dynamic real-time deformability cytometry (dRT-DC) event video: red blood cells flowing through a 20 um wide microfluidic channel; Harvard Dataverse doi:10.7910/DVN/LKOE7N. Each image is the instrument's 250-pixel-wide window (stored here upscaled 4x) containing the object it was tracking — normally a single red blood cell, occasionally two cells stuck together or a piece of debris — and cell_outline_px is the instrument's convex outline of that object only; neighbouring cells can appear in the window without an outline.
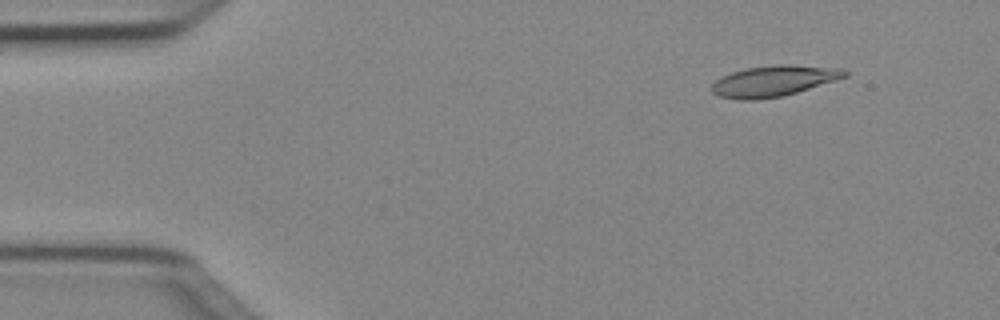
{"species": "Egyptian fruit bat (a non-hibernating species)", "species_latin": "Rousettus aegyptiacus", "temperature_condition": "cold", "stored_images_in_passage": 49, "camera_frame_rate_fps": 3000, "um_per_image_px": 0.085, "animal": {"sex": "female"}, "frame": {"image": 1, "passage_image": 5, "time_ms": 1.333, "image_size_px": [1000, 320], "cell_outline_px": [[848, 76], [836, 80], [796, 92], [780, 96], [756, 100], [740, 100], [720, 96], [712, 92], [712, 84], [716, 80], [732, 72], [744, 68], [776, 64], [788, 64], [844, 68], [848, 72]], "centroid_in_image_um": [65.79, 6.86], "position_along_channel_um": 19.2, "area_um2": 23.87}}
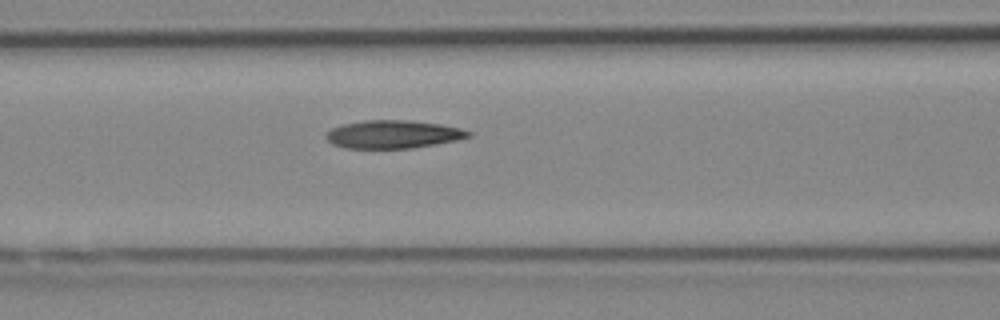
{"frame": {"image": 2, "passage_image": 20, "time_ms": 6.333, "image_size_px": [1000, 320], "cell_outline_px": [[472, 136], [456, 140], [436, 144], [412, 148], [344, 148], [332, 144], [324, 136], [324, 132], [332, 128], [344, 124], [364, 120], [404, 120], [440, 124], [460, 128], [472, 132]], "centroid_in_image_um": [33.39, 11.42], "position_along_channel_um": 133.2, "area_um2": 23.29}}
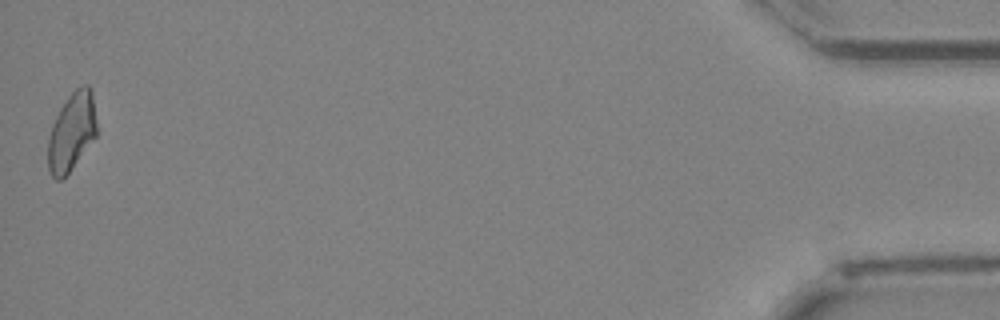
{"frame": {"image": 3, "passage_image": 49, "time_ms": 16.0, "image_size_px": [1000, 320], "cell_outline_px": [[96, 136], [68, 172], [60, 180], [56, 180], [52, 176], [48, 168], [48, 140], [52, 124], [60, 108], [68, 96], [76, 88], [84, 84], [88, 84], [92, 88], [96, 120]], "centroid_in_image_um": [6.09, 11.16], "position_along_channel_um": 429.1, "area_um2": 22.02}, "authors_computed_cell_mechanics": {"area_um2": 23.2934, "velocity_mm_per_s": 4.0466, "shape_relaxation_time_tau1_ms": null, "shape_relaxation_time_tau2_ms": 7.8067, "deformation_change_tau1": null, "deformation_change_tau2": 0.1799}}